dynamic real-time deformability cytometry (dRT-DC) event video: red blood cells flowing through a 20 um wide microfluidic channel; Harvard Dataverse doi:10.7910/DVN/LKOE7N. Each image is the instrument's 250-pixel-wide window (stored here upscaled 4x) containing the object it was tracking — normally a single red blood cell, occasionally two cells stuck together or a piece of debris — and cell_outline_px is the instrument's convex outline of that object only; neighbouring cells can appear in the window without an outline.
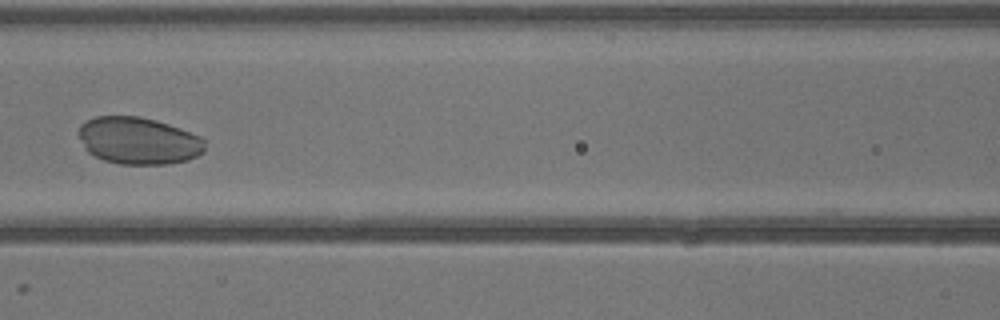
{"species": "common noctule bat (a hibernating species)", "species_latin": "Nyctalus noctula", "temperature_condition": "warm", "stored_images_in_passage": 41, "camera_frame_rate_fps": 3000, "um_per_image_px": 0.085, "animal": {"sex": "male", "body_mass_g": 13.3}, "frame": {"image": 1, "passage_image": 19, "time_ms": 6.0, "image_size_px": [1000, 320], "cell_outline_px": [[204, 152], [188, 160], [168, 164], [120, 164], [104, 160], [88, 152], [84, 148], [76, 132], [80, 124], [96, 116], [140, 116], [156, 120], [180, 128], [200, 136], [204, 140]], "centroid_in_image_um": [11.74, 11.95], "position_along_channel_um": 154.9, "area_um2": 34.85}}
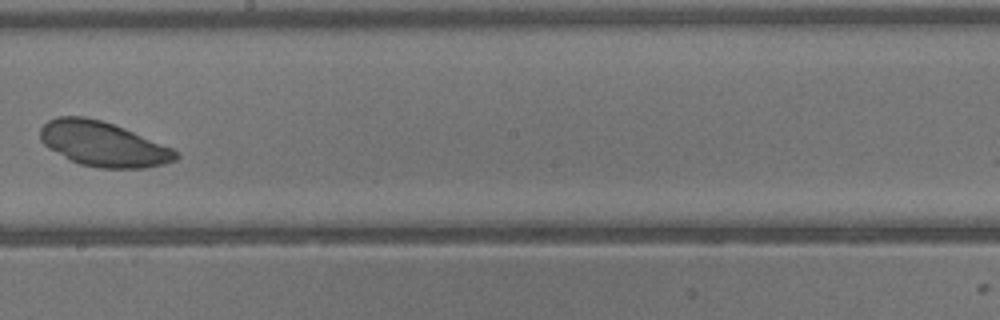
{"frame": {"image": 2, "passage_image": 24, "time_ms": 7.667, "image_size_px": [1000, 320], "cell_outline_px": [[180, 156], [176, 160], [164, 164], [144, 168], [100, 168], [80, 164], [48, 148], [40, 140], [40, 128], [48, 120], [60, 116], [84, 116], [100, 120], [124, 128], [172, 148], [180, 152]], "centroid_in_image_um": [8.78, 12.24], "position_along_channel_um": 239.4, "area_um2": 35.2}}
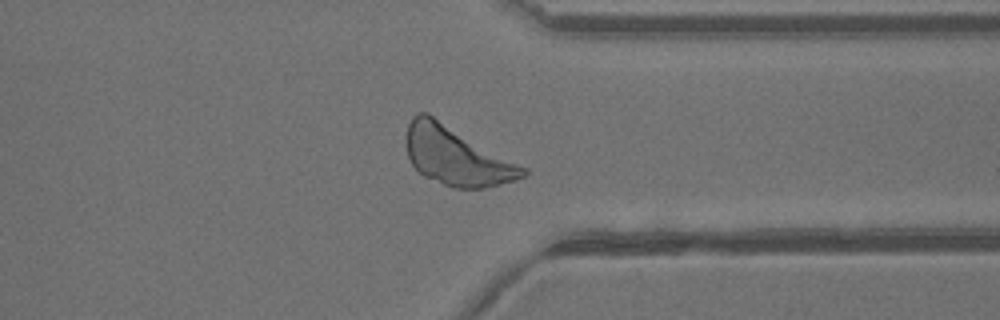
{"frame": {"image": 3, "passage_image": 32, "time_ms": 10.333, "image_size_px": [1000, 320], "cell_outline_px": [[528, 176], [516, 180], [484, 188], [452, 188], [424, 176], [412, 164], [408, 156], [404, 144], [404, 136], [408, 124], [412, 116], [420, 112], [428, 112], [528, 168]], "centroid_in_image_um": [38.8, 13.23], "position_along_channel_um": 372.6, "area_um2": 40.52}}